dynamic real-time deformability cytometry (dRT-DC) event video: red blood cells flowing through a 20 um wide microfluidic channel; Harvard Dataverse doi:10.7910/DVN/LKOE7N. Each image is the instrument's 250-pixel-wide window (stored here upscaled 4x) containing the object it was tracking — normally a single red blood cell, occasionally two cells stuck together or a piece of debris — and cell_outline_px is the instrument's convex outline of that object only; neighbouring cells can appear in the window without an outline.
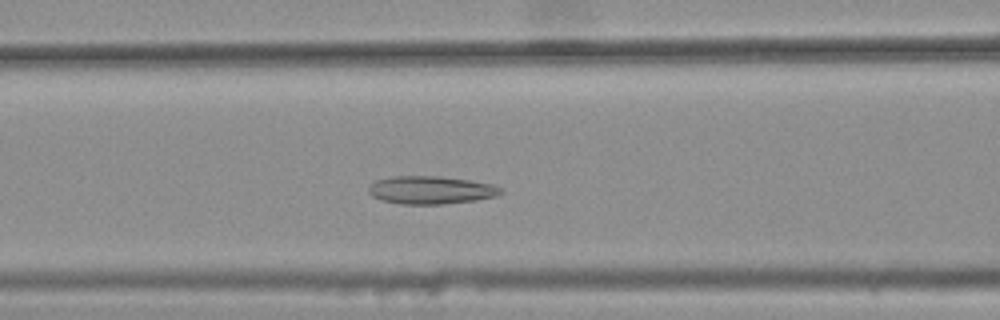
{"species": "common noctule bat (a hibernating species)", "species_latin": "Nyctalus noctula", "temperature_condition": "warm", "stored_images_in_passage": 31, "camera_frame_rate_fps": 3000, "um_per_image_px": 0.085, "animal": {"sex": "female", "body_mass_g": 25.1}, "frame": {"image": 1, "passage_image": 9, "time_ms": 2.667, "image_size_px": [1000, 320], "cell_outline_px": [[504, 192], [496, 196], [476, 200], [444, 204], [400, 204], [380, 200], [372, 196], [368, 192], [368, 188], [376, 180], [392, 176], [440, 176], [468, 180], [492, 184], [504, 188]], "centroid_in_image_um": [36.63, 16.15], "position_along_channel_um": 130.0, "area_um2": 21.68}}
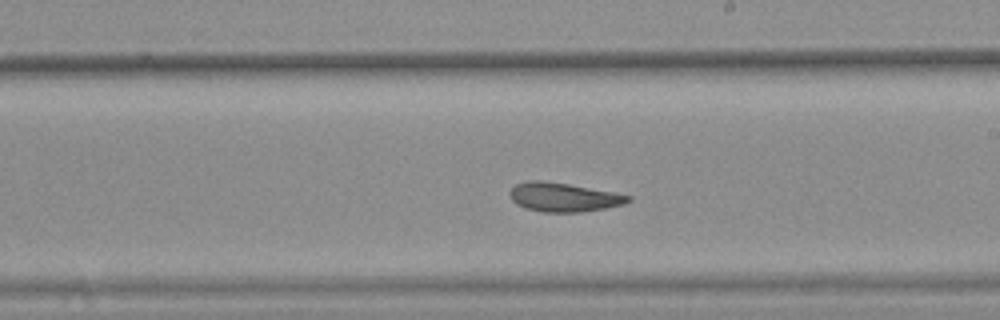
{"frame": {"image": 2, "passage_image": 18, "time_ms": 5.667, "image_size_px": [1000, 320], "cell_outline_px": [[632, 200], [624, 204], [604, 208], [580, 212], [544, 212], [524, 208], [516, 204], [512, 200], [512, 188], [516, 184], [532, 180], [540, 180], [568, 184], [616, 192], [632, 196]], "centroid_in_image_um": [47.95, 16.76], "position_along_channel_um": 241.0, "area_um2": 19.83}}
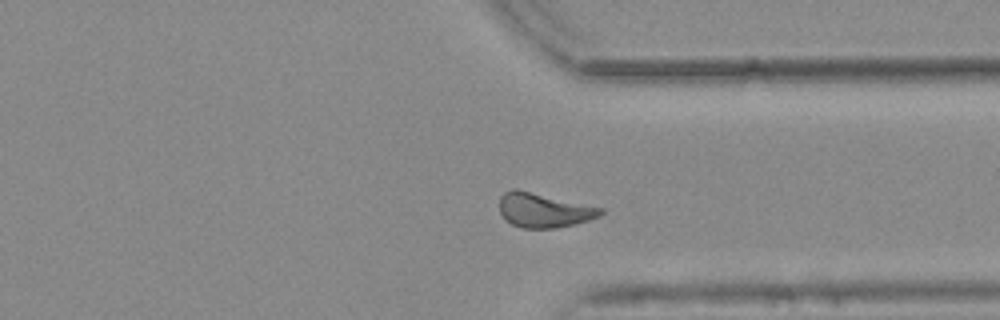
{"frame": {"image": 3, "passage_image": 28, "time_ms": 9.0, "image_size_px": [1000, 320], "cell_outline_px": [[604, 212], [600, 216], [588, 220], [556, 228], [520, 228], [504, 220], [500, 212], [500, 196], [504, 192], [512, 188], [516, 188], [604, 208]], "centroid_in_image_um": [46.2, 17.86], "position_along_channel_um": 365.2, "area_um2": 20.4}, "authors_computed_cell_mechanics": {"area_um2": 20.1722, "velocity_mm_per_s": 3.7187, "shape_relaxation_time_tau1_ms": null, "shape_relaxation_time_tau2_ms": 2.6676, "deformation_change_tau1": null, "deformation_change_tau2": 0.0999}}